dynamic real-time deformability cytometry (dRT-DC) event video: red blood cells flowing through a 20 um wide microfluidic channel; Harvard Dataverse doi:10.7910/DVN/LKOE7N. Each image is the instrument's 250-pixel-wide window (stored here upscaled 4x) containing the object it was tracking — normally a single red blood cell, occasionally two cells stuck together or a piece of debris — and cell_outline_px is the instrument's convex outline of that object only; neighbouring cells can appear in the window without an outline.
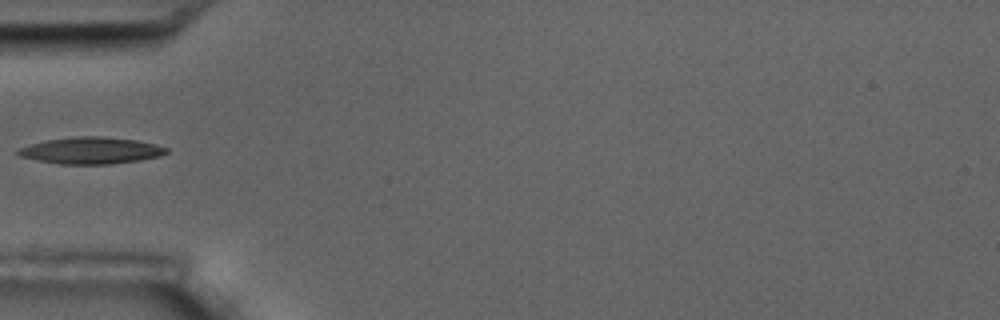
{"species": "common noctule bat (a hibernating species)", "species_latin": "Nyctalus noctula", "temperature_condition": "room temperature", "stored_images_in_passage": 10, "camera_frame_rate_fps": 3000, "um_per_image_px": 0.085, "animal": {"sex": "male", "body_mass_g": 17.5, "forearm_length_mm": 52.3}, "frame": {"image": 1, "passage_image": 5, "time_ms": 4.667, "image_size_px": [1000, 320], "cell_outline_px": [[168, 152], [160, 156], [140, 160], [112, 164], [60, 164], [36, 160], [20, 156], [16, 152], [20, 148], [32, 144], [48, 140], [76, 136], [100, 136], [136, 140], [156, 144], [168, 148]], "centroid_in_image_um": [7.77, 12.8], "position_along_channel_um": 77.2, "area_um2": 22.95}}
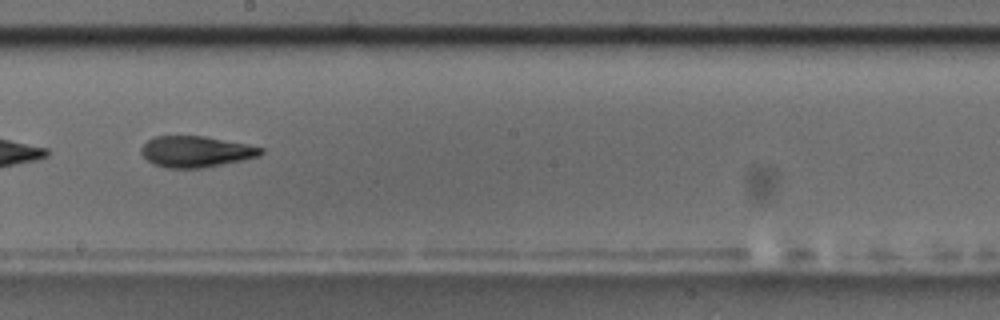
{"frame": {"image": 2, "passage_image": 9, "time_ms": 9.0, "image_size_px": [1000, 320], "cell_outline_px": [[264, 152], [260, 156], [200, 168], [168, 168], [156, 164], [148, 160], [140, 152], [140, 148], [152, 136], [204, 136], [264, 148]], "centroid_in_image_um": [16.62, 12.88], "position_along_channel_um": 231.6, "area_um2": 21.33}}
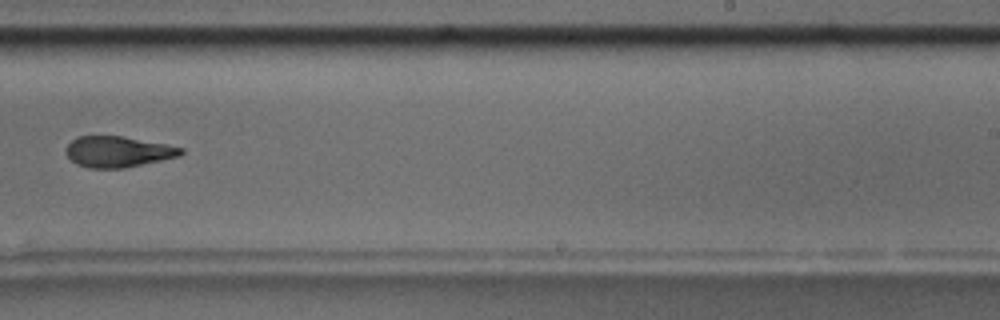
{"frame": {"image": 3, "passage_image": 10, "time_ms": 10.333, "image_size_px": [1000, 320], "cell_outline_px": [[184, 152], [180, 156], [124, 168], [88, 168], [76, 164], [64, 152], [64, 148], [76, 136], [120, 136], [168, 144], [184, 148]], "centroid_in_image_um": [10.01, 12.89], "position_along_channel_um": 279.0, "area_um2": 20.81}}